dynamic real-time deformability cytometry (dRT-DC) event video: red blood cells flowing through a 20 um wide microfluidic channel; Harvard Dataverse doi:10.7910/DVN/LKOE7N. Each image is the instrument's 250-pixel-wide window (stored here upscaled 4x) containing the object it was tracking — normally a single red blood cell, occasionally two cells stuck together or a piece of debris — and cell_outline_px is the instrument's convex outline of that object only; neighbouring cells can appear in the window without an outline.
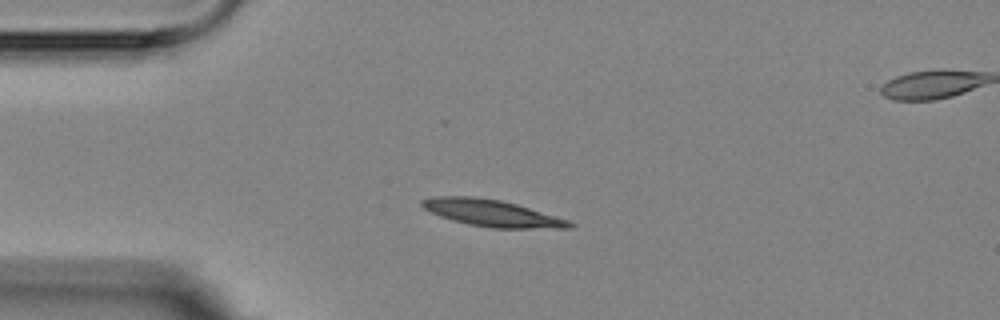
{"species": "Egyptian fruit bat (a non-hibernating species)", "species_latin": "Rousettus aegyptiacus", "temperature_condition": "room temperature", "stored_images_in_passage": 4, "camera_frame_rate_fps": 3000, "um_per_image_px": 0.085, "animal": {"sex": "female"}, "frame": {"image": 1, "passage_image": 3, "time_ms": 2.333, "image_size_px": [1000, 320], "cell_outline_px": [[576, 224], [572, 228], [492, 228], [468, 224], [452, 220], [440, 216], [424, 208], [420, 204], [420, 200], [432, 196], [472, 196], [500, 200], [516, 204], [568, 220]], "centroid_in_image_um": [41.78, 18.11], "position_along_channel_um": 43.2, "area_um2": 22.83}}